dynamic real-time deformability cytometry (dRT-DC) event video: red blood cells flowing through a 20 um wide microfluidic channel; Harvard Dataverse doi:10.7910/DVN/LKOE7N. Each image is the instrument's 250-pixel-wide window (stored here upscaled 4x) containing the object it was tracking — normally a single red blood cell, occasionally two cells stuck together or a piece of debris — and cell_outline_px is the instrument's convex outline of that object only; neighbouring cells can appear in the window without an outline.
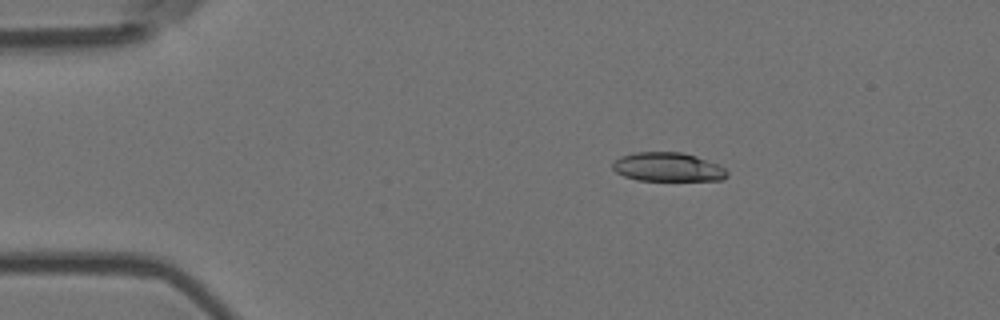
{"species": "Egyptian fruit bat (a non-hibernating species)", "species_latin": "Rousettus aegyptiacus", "temperature_condition": "room temperature", "stored_images_in_passage": 5, "camera_frame_rate_fps": 3000, "um_per_image_px": 0.085, "animal": {"sex": "female"}, "frame": {"image": 1, "passage_image": 2, "time_ms": 0.333, "image_size_px": [1000, 320], "cell_outline_px": [[728, 176], [720, 180], [636, 180], [624, 176], [616, 172], [612, 168], [612, 164], [620, 156], [636, 152], [680, 152], [696, 156], [720, 164], [728, 172]], "centroid_in_image_um": [56.77, 14.19], "position_along_channel_um": 28.2, "area_um2": 19.31}}
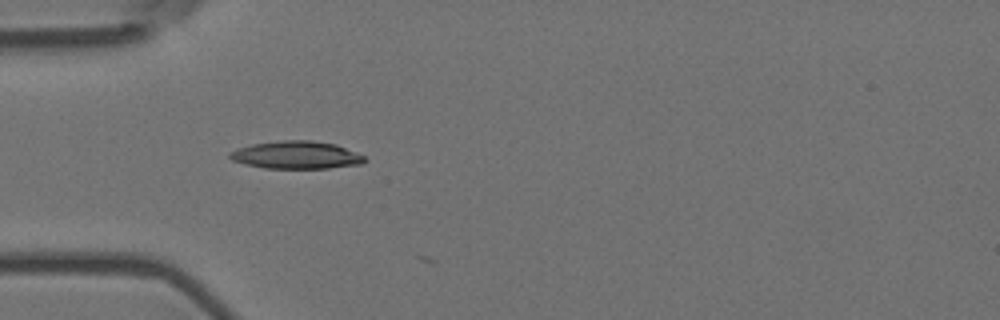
{"frame": {"image": 2, "passage_image": 4, "time_ms": 1.0, "image_size_px": [1000, 320], "cell_outline_px": [[368, 160], [360, 164], [328, 168], [264, 168], [232, 160], [228, 156], [232, 152], [240, 148], [252, 144], [284, 140], [308, 140], [336, 144], [356, 152], [364, 156]], "centroid_in_image_um": [25.24, 13.17], "position_along_channel_um": 59.8, "area_um2": 21.44}}